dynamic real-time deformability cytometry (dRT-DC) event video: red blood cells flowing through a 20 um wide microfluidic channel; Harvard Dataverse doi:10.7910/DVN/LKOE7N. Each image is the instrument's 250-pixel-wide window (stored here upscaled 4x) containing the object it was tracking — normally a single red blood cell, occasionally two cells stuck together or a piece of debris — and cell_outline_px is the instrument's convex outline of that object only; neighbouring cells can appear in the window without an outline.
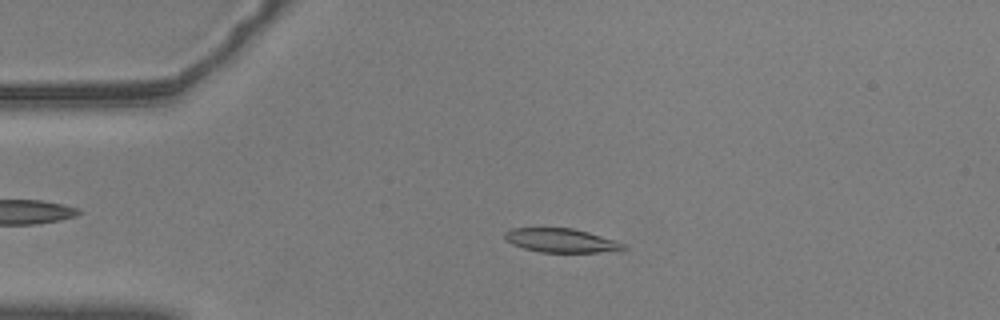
{"species": "common noctule bat (a hibernating species)", "species_latin": "Nyctalus noctula", "temperature_condition": "warm", "stored_images_in_passage": 56, "camera_frame_rate_fps": 3000, "um_per_image_px": 0.085, "animal": {"sex": "male", "body_mass_g": 20.5, "forearm_length_mm": 52.5}, "frame": {"image": 1, "passage_image": 12, "time_ms": 3.667, "image_size_px": [1000, 320], "cell_outline_px": [[628, 248], [600, 252], [540, 252], [524, 248], [512, 244], [504, 236], [504, 232], [512, 228], [572, 228], [588, 232], [616, 240], [624, 244]], "centroid_in_image_um": [47.69, 20.43], "position_along_channel_um": 37.3, "area_um2": 16.36}}
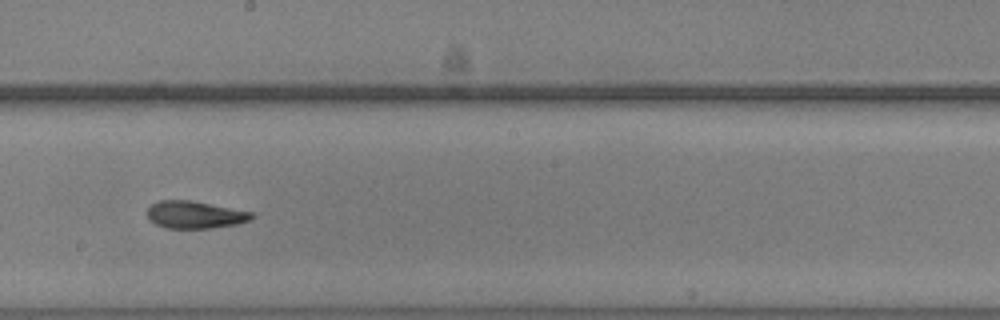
{"frame": {"image": 2, "passage_image": 31, "time_ms": 10.0, "image_size_px": [1000, 320], "cell_outline_px": [[256, 216], [252, 220], [236, 224], [212, 228], [168, 228], [156, 224], [148, 216], [148, 208], [152, 204], [160, 200], [192, 200], [252, 212]], "centroid_in_image_um": [16.62, 18.25], "position_along_channel_um": 231.6, "area_um2": 16.59}}
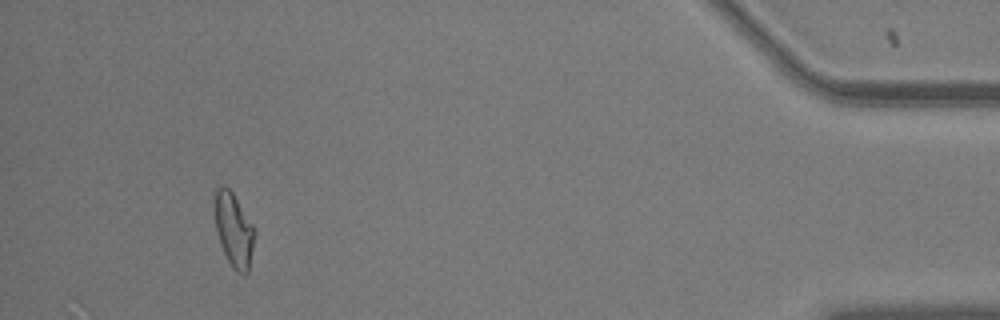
{"frame": {"image": 3, "passage_image": 52, "time_ms": 17.0, "image_size_px": [1000, 320], "cell_outline_px": [[256, 236], [248, 272], [244, 276], [236, 272], [232, 268], [220, 244], [216, 228], [212, 204], [212, 200], [216, 188], [224, 184], [232, 192], [256, 228]], "centroid_in_image_um": [19.87, 19.51], "position_along_channel_um": 415.3, "area_um2": 17.86}, "authors_computed_cell_mechanics": {"area_um2": 17.051, "velocity_mm_per_s": 3.5789, "shape_relaxation_time_tau1_ms": 6.9752, "shape_relaxation_time_tau2_ms": 2.0457, "deformation_change_tau1": 0.1846, "deformation_change_tau2": 0.0875}}